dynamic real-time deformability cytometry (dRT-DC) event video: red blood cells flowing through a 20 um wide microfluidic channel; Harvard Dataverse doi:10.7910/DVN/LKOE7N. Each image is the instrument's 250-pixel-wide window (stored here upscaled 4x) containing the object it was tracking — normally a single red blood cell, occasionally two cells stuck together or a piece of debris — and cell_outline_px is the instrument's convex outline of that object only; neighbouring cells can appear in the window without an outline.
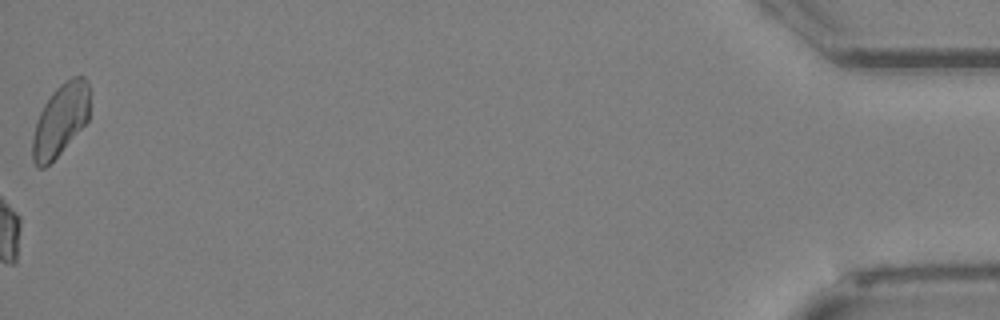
{"species": "Egyptian fruit bat (a non-hibernating species)", "species_latin": "Rousettus aegyptiacus", "temperature_condition": "cold", "stored_images_in_passage": 24, "camera_frame_rate_fps": 3000, "um_per_image_px": 0.085, "animal": {"sex": "female"}, "frame": {"image": 1, "passage_image": 24, "time_ms": 7.667, "image_size_px": [1000, 320], "cell_outline_px": [[92, 92], [88, 120], [60, 152], [44, 168], [36, 168], [32, 160], [32, 136], [36, 120], [44, 104], [52, 92], [64, 80], [72, 76], [84, 76], [88, 80]], "centroid_in_image_um": [5.16, 10.13], "position_along_channel_um": 430.0, "area_um2": 24.39}}